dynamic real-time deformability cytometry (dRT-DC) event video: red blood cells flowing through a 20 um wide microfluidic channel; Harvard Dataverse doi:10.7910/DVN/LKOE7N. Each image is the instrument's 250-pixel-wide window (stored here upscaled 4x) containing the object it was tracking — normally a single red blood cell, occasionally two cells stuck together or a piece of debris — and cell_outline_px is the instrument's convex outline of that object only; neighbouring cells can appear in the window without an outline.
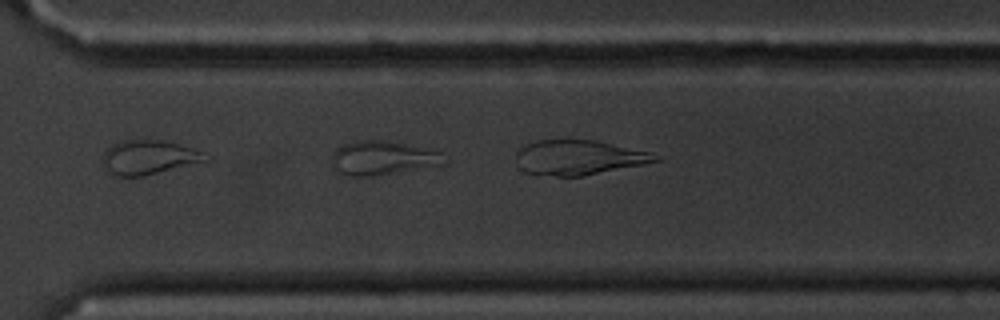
{"species": "common noctule bat (a hibernating species)", "species_latin": "Nyctalus noctula", "temperature_condition": "cold", "stored_images_in_passage": 22, "camera_frame_rate_fps": 3000, "um_per_image_px": 0.085, "animal": {"sex": "male", "body_mass_g": 20.1, "forearm_length_mm": 53.5}, "frame": {"image": 1, "passage_image": 22, "time_ms": 7.0, "image_size_px": [1000, 320], "cell_outline_px": [[664, 160], [584, 176], [556, 176], [524, 172], [520, 168], [516, 160], [516, 152], [520, 148], [536, 140], [596, 140], [652, 152], [660, 156]], "centroid_in_image_um": [49.25, 13.39], "position_along_channel_um": 321.4, "area_um2": 28.38}}